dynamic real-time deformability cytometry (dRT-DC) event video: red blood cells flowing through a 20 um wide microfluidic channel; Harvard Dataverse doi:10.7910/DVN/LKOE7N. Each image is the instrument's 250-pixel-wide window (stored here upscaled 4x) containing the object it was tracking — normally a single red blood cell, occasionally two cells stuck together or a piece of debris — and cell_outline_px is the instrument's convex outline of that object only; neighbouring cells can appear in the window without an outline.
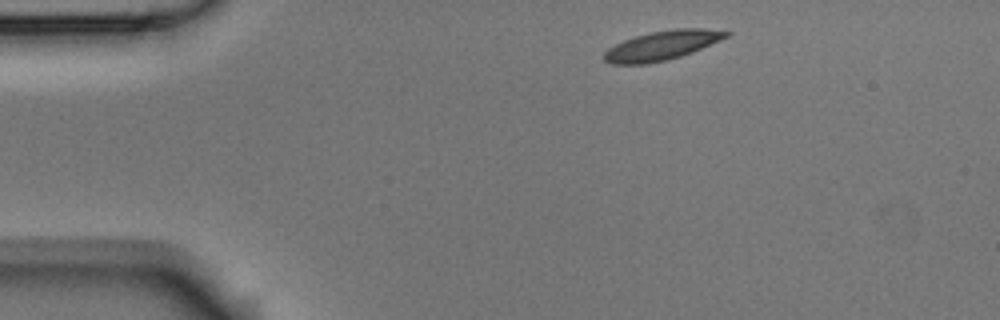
{"species": "Egyptian fruit bat (a non-hibernating species)", "species_latin": "Rousettus aegyptiacus", "temperature_condition": "room temperature", "stored_images_in_passage": 4, "camera_frame_rate_fps": 3000, "um_per_image_px": 0.085, "animal": {"sex": "male"}, "frame": {"image": 1, "passage_image": 1, "time_ms": 0.0, "image_size_px": [1000, 320], "cell_outline_px": [[732, 32], [728, 36], [720, 40], [692, 52], [680, 56], [664, 60], [644, 64], [612, 64], [604, 60], [604, 52], [608, 48], [624, 40], [636, 36], [652, 32], [672, 28], [704, 28]], "centroid_in_image_um": [56.27, 3.85], "position_along_channel_um": 28.7, "area_um2": 20.58}}
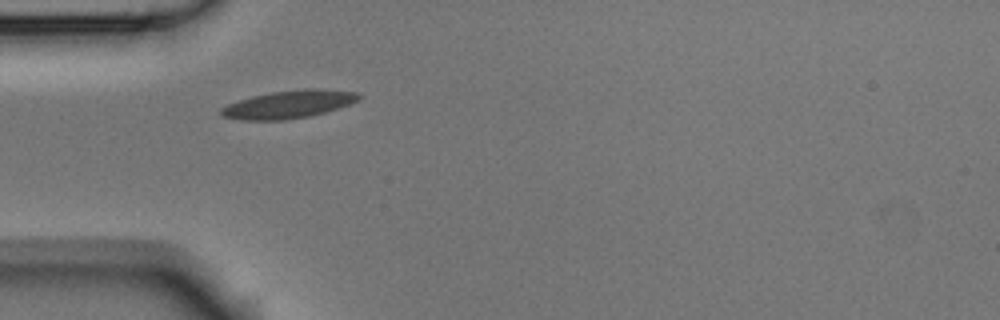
{"frame": {"image": 2, "passage_image": 3, "time_ms": 0.667, "image_size_px": [1000, 320], "cell_outline_px": [[364, 96], [360, 100], [324, 112], [308, 116], [284, 120], [240, 120], [220, 116], [220, 108], [228, 104], [252, 96], [272, 92], [304, 88], [320, 88], [360, 92]], "centroid_in_image_um": [24.56, 8.85], "position_along_channel_um": 60.4, "area_um2": 22.48}}
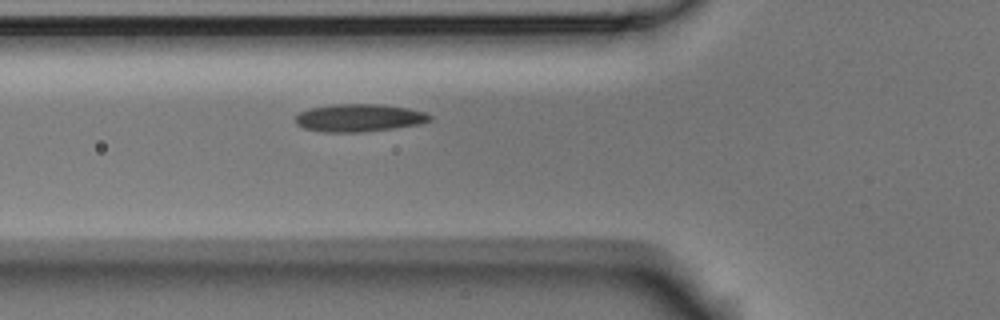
{"frame": {"image": 3, "passage_image": 4, "time_ms": 1.0, "image_size_px": [1000, 320], "cell_outline_px": [[432, 120], [420, 124], [396, 128], [364, 132], [324, 132], [304, 128], [296, 124], [296, 116], [300, 112], [312, 108], [332, 104], [380, 104], [408, 108], [424, 112], [432, 116]], "centroid_in_image_um": [30.55, 10.02], "position_along_channel_um": 95.2, "area_um2": 21.73}}